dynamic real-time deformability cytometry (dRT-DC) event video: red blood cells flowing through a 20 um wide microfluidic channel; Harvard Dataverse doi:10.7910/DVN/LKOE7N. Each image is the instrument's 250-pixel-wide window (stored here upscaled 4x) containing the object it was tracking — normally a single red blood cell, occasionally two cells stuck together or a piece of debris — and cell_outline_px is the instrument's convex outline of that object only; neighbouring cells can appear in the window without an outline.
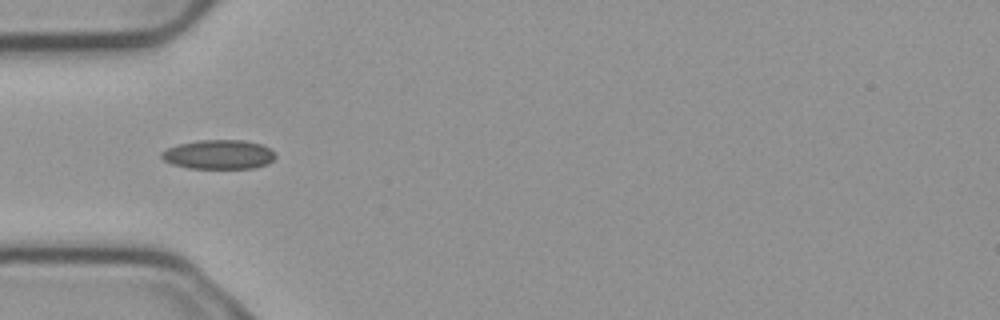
{"species": "common noctule bat (a hibernating species)", "species_latin": "Nyctalus noctula", "temperature_condition": "cold", "stored_images_in_passage": 6, "camera_frame_rate_fps": 3000, "um_per_image_px": 0.085, "animal": {"sex": "male", "body_mass_g": 23.1, "forearm_length_mm": 52.7}, "frame": {"image": 1, "passage_image": 6, "time_ms": 1.667, "image_size_px": [1000, 320], "cell_outline_px": [[276, 156], [268, 164], [252, 168], [188, 168], [172, 164], [164, 160], [160, 156], [160, 152], [168, 148], [180, 144], [200, 140], [244, 140], [260, 144], [272, 148], [276, 152]], "centroid_in_image_um": [18.62, 13.13], "position_along_channel_um": 66.4, "area_um2": 19.48}}